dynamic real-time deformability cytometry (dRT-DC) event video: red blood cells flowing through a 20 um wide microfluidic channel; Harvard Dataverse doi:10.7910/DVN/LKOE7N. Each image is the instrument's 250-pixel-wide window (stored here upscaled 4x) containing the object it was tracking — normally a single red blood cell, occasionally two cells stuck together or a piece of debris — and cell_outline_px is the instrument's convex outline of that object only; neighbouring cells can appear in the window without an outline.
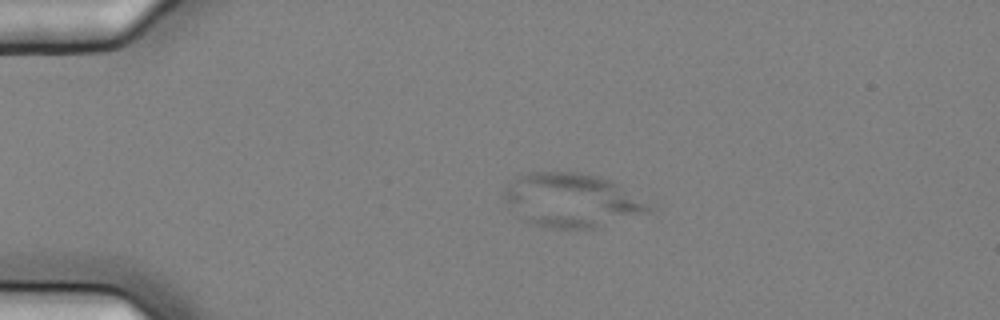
{"species": "common noctule bat (a hibernating species)", "species_latin": "Nyctalus noctula", "temperature_condition": "cold", "stored_images_in_passage": 6, "camera_frame_rate_fps": 3000, "um_per_image_px": 0.085, "animal": {"sex": "female", "body_mass_g": 25.1}, "frame": {"image": 1, "passage_image": 4, "time_ms": 1.0, "image_size_px": [1000, 320], "cell_outline_px": [[652, 212], [596, 228], [548, 228], [528, 224], [520, 220], [504, 200], [504, 192], [508, 184], [512, 180], [528, 172], [576, 172], [596, 176], [608, 180], [616, 184], [652, 208]], "centroid_in_image_um": [48.51, 17.05], "position_along_channel_um": 36.5, "area_um2": 45.08}}
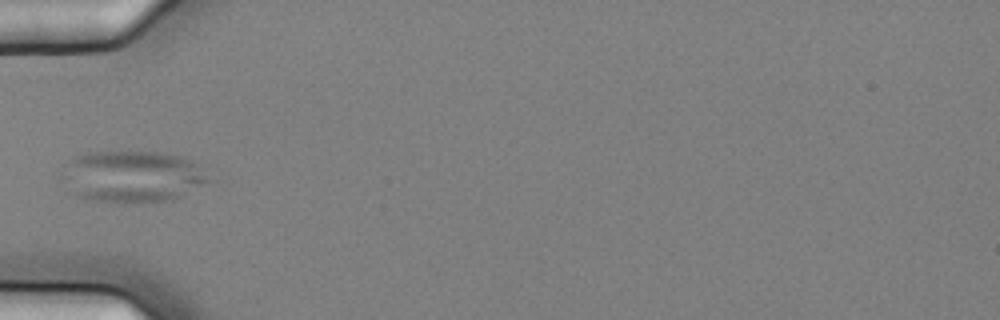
{"frame": {"image": 2, "passage_image": 6, "time_ms": 1.667, "image_size_px": [1000, 320], "cell_outline_px": [[212, 180], [184, 196], [172, 200], [96, 200], [76, 196], [56, 176], [76, 156], [88, 152], [156, 152], [180, 156], [192, 160]], "centroid_in_image_um": [11.23, 14.97], "position_along_channel_um": 73.8, "area_um2": 43.52}}